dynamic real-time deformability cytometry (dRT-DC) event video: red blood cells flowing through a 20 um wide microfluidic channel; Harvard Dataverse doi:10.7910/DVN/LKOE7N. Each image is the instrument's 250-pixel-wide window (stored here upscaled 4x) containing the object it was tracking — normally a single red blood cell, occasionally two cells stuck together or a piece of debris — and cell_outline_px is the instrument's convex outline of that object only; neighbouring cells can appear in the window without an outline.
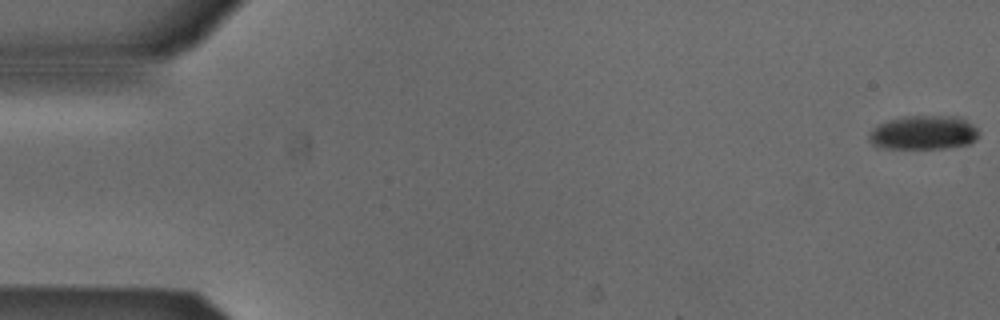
{"species": "Egyptian fruit bat (a non-hibernating species)", "species_latin": "Rousettus aegyptiacus", "temperature_condition": "cold", "stored_images_in_passage": 10, "camera_frame_rate_fps": 3000, "um_per_image_px": 0.085, "animal": {"sex": "male"}, "frame": {"image": 1, "passage_image": 1, "time_ms": 0.0, "image_size_px": [1000, 320], "cell_outline_px": [[980, 132], [976, 140], [968, 144], [944, 148], [884, 148], [872, 144], [868, 140], [868, 132], [872, 128], [888, 120], [904, 116], [956, 116], [972, 124]], "centroid_in_image_um": [78.48, 11.27], "position_along_channel_um": 6.5, "area_um2": 21.79}}